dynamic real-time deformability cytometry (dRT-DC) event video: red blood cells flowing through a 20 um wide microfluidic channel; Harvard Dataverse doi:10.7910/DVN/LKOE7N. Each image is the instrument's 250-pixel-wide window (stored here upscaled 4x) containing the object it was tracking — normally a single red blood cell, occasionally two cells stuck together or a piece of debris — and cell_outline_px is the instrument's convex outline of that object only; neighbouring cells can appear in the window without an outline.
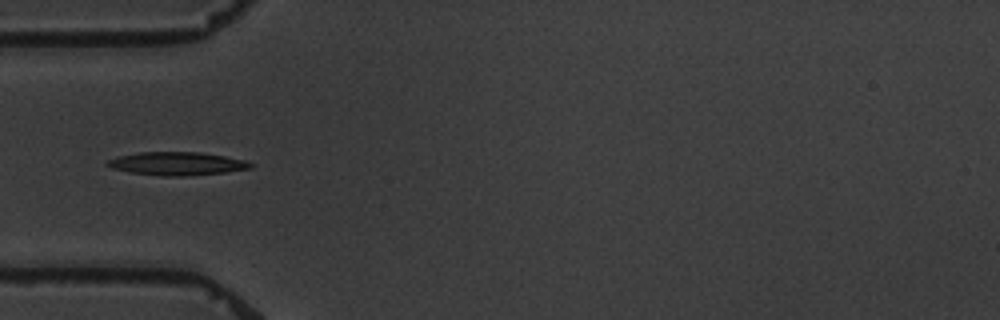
{"species": "common noctule bat (a hibernating species)", "species_latin": "Nyctalus noctula", "temperature_condition": "warm", "stored_images_in_passage": 12, "camera_frame_rate_fps": 3000, "um_per_image_px": 0.085, "animal": {"sex": "male", "body_mass_g": 19.5, "forearm_length_mm": 54.6}, "frame": {"image": 1, "passage_image": 5, "time_ms": 5.667, "image_size_px": [1000, 320], "cell_outline_px": [[252, 168], [228, 172], [180, 176], [164, 176], [132, 172], [112, 168], [104, 164], [108, 160], [120, 156], [140, 152], [200, 152], [224, 156], [244, 160], [252, 164]], "centroid_in_image_um": [15.05, 13.9], "position_along_channel_um": 69.9, "area_um2": 19.13}}
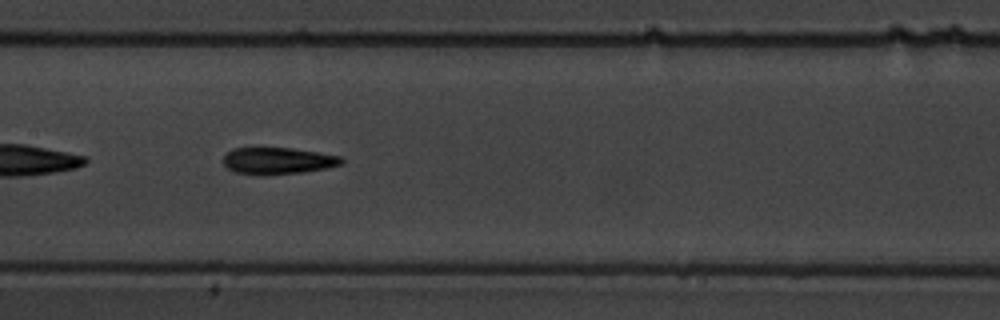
{"frame": {"image": 2, "passage_image": 8, "time_ms": 9.0, "image_size_px": [1000, 320], "cell_outline_px": [[344, 164], [304, 172], [264, 176], [236, 172], [228, 168], [224, 164], [224, 156], [232, 148], [288, 148], [316, 152], [340, 156], [344, 160]], "centroid_in_image_um": [23.62, 13.68], "position_along_channel_um": 183.8, "area_um2": 18.38}}
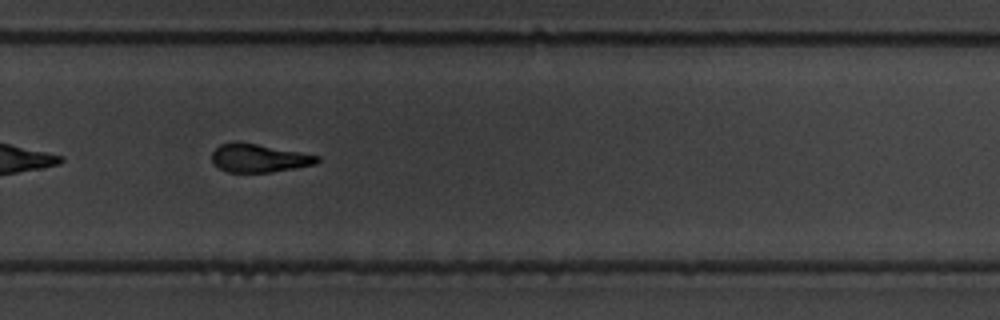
{"frame": {"image": 3, "passage_image": 11, "time_ms": 12.667, "image_size_px": [1000, 320], "cell_outline_px": [[320, 160], [316, 164], [272, 172], [228, 172], [212, 164], [212, 152], [220, 144], [236, 140], [300, 152], [320, 156]], "centroid_in_image_um": [21.98, 13.43], "position_along_channel_um": 307.8, "area_um2": 17.46}}